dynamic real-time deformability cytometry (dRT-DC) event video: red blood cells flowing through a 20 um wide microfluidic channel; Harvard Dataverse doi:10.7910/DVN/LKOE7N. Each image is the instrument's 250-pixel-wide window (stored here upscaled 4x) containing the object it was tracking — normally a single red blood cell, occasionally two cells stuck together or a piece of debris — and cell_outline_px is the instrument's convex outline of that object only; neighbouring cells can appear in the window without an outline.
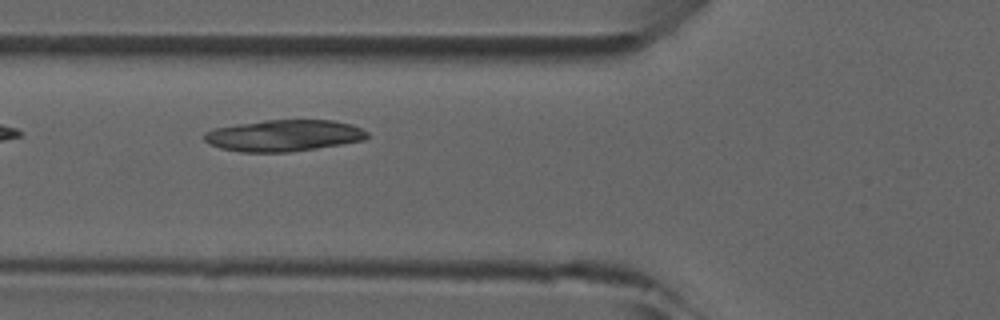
{"species": "common noctule bat (a hibernating species)", "species_latin": "Nyctalus noctula", "temperature_condition": "room temperature", "stored_images_in_passage": 6, "camera_frame_rate_fps": 3000, "um_per_image_px": 0.085, "animal": {"sex": "male", "forearm_length_mm": 52.5}, "frame": {"image": 1, "passage_image": 3, "time_ms": 2.333, "image_size_px": [1000, 320], "cell_outline_px": [[368, 136], [364, 140], [316, 148], [288, 152], [240, 152], [220, 148], [208, 144], [204, 140], [204, 132], [216, 128], [236, 124], [264, 120], [332, 120], [352, 124], [368, 132]], "centroid_in_image_um": [24.1, 11.52], "position_along_channel_um": 101.7, "area_um2": 29.88}}
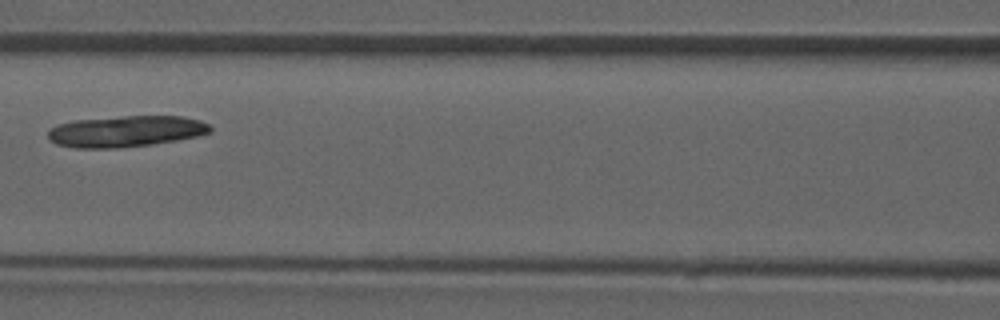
{"frame": {"image": 2, "passage_image": 4, "time_ms": 3.667, "image_size_px": [1000, 320], "cell_outline_px": [[212, 132], [196, 136], [176, 140], [152, 144], [116, 148], [76, 148], [56, 144], [48, 140], [48, 132], [52, 128], [60, 124], [76, 120], [124, 116], [180, 116], [200, 120], [208, 124], [212, 128]], "centroid_in_image_um": [10.7, 11.16], "position_along_channel_um": 155.9, "area_um2": 29.36}}